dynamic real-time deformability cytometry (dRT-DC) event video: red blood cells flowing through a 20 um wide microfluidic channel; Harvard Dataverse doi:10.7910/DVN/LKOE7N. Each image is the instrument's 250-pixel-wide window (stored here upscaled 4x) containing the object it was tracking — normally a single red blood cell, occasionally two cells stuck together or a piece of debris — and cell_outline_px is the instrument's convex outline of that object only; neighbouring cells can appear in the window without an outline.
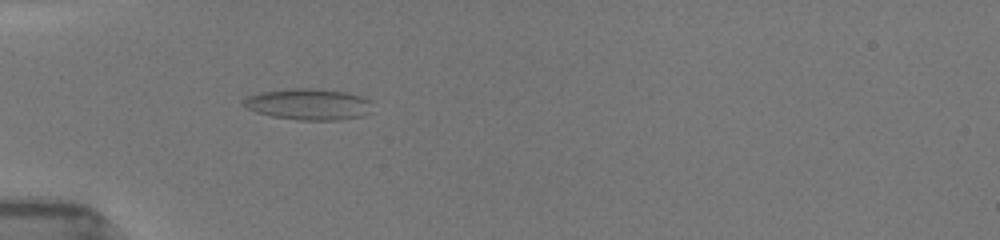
{"species": "common noctule bat (a hibernating species)", "species_latin": "Nyctalus noctula", "temperature_condition": "room temperature", "stored_images_in_passage": 37, "camera_frame_rate_fps": 3000, "um_per_image_px": 0.085, "animal": {"sex": "female", "body_mass_g": 19.5, "forearm_length_mm": 54.1}, "frame": {"image": 1, "passage_image": 1, "time_ms": 0.0, "image_size_px": [1000, 240], "cell_outline_px": [[372, 100], [368, 112], [360, 116], [336, 120], [300, 120], [272, 116], [256, 112], [248, 108], [244, 104], [244, 100], [248, 96], [260, 92], [292, 88], [316, 88], [344, 92], [364, 96]], "centroid_in_image_um": [26.24, 8.85], "position_along_channel_um": 58.8, "area_um2": 23.29}}
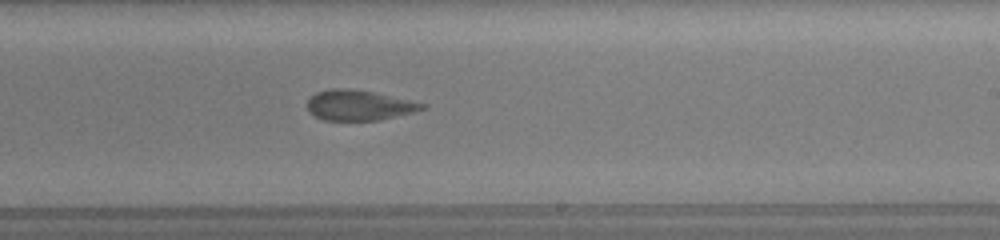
{"frame": {"image": 2, "passage_image": 17, "time_ms": 5.333, "image_size_px": [1000, 240], "cell_outline_px": [[428, 108], [380, 120], [324, 120], [308, 112], [308, 100], [316, 92], [332, 88], [348, 88], [372, 92], [428, 104]], "centroid_in_image_um": [30.52, 8.94], "position_along_channel_um": 258.5, "area_um2": 20.11}}
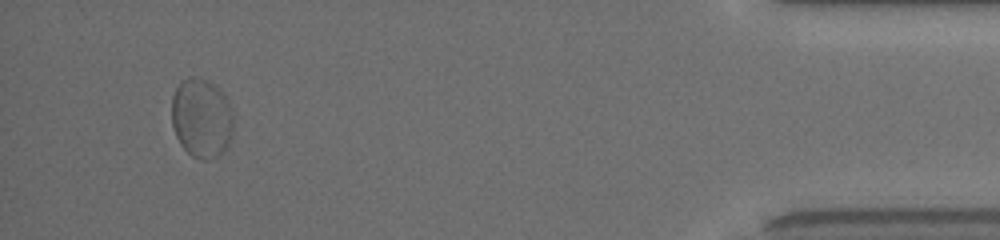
{"frame": {"image": 3, "passage_image": 34, "time_ms": 11.0, "image_size_px": [1000, 240], "cell_outline_px": [[232, 136], [228, 148], [216, 156], [204, 160], [200, 160], [192, 156], [180, 144], [176, 136], [172, 124], [172, 96], [180, 80], [188, 76], [192, 76], [204, 80], [212, 84], [224, 92], [232, 108]], "centroid_in_image_um": [17.13, 10.03], "position_along_channel_um": 418.1, "area_um2": 28.84}, "authors_computed_cell_mechanics": {"area_um2": 21.3282, "velocity_mm_per_s": 3.919, "shape_relaxation_time_tau1_ms": 8.3759, "shape_relaxation_time_tau2_ms": 1.4297, "deformation_change_tau1": 0.1666, "deformation_change_tau2": 0.0566}}